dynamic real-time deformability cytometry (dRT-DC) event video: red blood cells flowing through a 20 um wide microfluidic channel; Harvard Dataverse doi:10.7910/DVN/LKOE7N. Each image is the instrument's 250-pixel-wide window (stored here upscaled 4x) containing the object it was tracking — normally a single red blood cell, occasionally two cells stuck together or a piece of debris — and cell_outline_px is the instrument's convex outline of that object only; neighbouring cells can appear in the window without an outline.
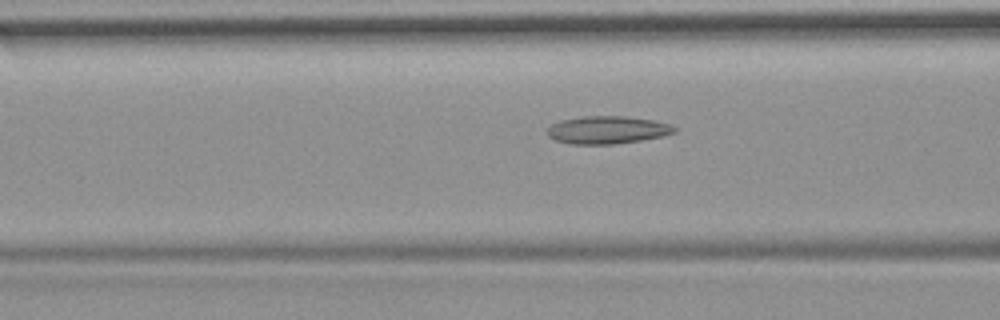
{"species": "common noctule bat (a hibernating species)", "species_latin": "Nyctalus noctula", "temperature_condition": "room temperature", "stored_images_in_passage": 49, "camera_frame_rate_fps": 3000, "um_per_image_px": 0.085, "animal": {"sex": "female", "body_mass_g": 19.9}, "frame": {"image": 1, "passage_image": 16, "time_ms": 5.0, "image_size_px": [1000, 320], "cell_outline_px": [[676, 132], [660, 136], [640, 140], [612, 144], [572, 144], [556, 140], [548, 136], [544, 132], [552, 124], [560, 120], [584, 116], [624, 116], [652, 120], [668, 124], [676, 128]], "centroid_in_image_um": [51.56, 11.04], "position_along_channel_um": 115.0, "area_um2": 20.35}}
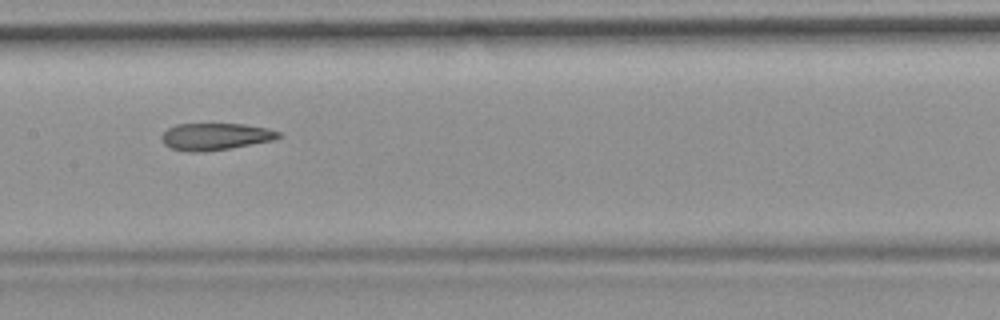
{"frame": {"image": 2, "passage_image": 22, "time_ms": 7.0, "image_size_px": [1000, 320], "cell_outline_px": [[280, 136], [272, 140], [228, 148], [204, 152], [188, 152], [172, 148], [164, 144], [160, 140], [160, 136], [168, 128], [176, 124], [244, 124], [268, 128], [280, 132]], "centroid_in_image_um": [18.25, 11.6], "position_along_channel_um": 189.1, "area_um2": 18.26}}
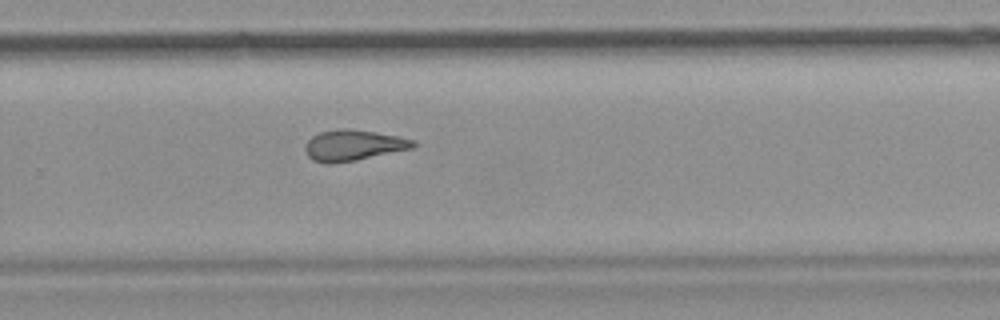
{"frame": {"image": 3, "passage_image": 31, "time_ms": 10.0, "image_size_px": [1000, 320], "cell_outline_px": [[416, 144], [412, 148], [356, 160], [328, 164], [312, 160], [308, 156], [304, 148], [304, 144], [312, 136], [320, 132], [336, 128], [348, 128], [376, 132], [400, 136], [416, 140]], "centroid_in_image_um": [30.01, 12.33], "position_along_channel_um": 299.8, "area_um2": 19.54}, "authors_computed_cell_mechanics": {"area_um2": 20.0566, "velocity_mm_per_s": 3.71, "shape_relaxation_time_tau1_ms": null, "shape_relaxation_time_tau2_ms": 3.3022, "deformation_change_tau1": null, "deformation_change_tau2": 0.1337}}